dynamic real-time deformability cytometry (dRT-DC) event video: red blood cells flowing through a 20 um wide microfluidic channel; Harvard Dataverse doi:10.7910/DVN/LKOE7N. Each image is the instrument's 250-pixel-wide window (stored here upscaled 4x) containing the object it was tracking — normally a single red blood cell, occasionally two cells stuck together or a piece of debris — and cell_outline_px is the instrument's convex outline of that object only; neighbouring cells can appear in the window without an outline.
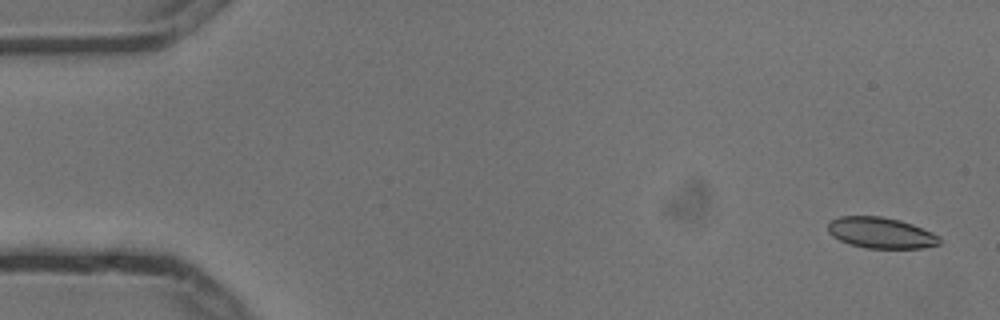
{"species": "common noctule bat (a hibernating species)", "species_latin": "Nyctalus noctula", "temperature_condition": "cold", "stored_images_in_passage": 5, "camera_frame_rate_fps": 3000, "um_per_image_px": 0.085, "animal": {"sex": "male", "body_mass_g": 13.3}, "frame": {"image": 1, "passage_image": 1, "time_ms": 0.0, "image_size_px": [1000, 320], "cell_outline_px": [[940, 244], [924, 248], [868, 248], [852, 244], [840, 240], [832, 236], [828, 232], [828, 224], [832, 220], [840, 216], [880, 216], [900, 220], [912, 224], [932, 232], [940, 236]], "centroid_in_image_um": [74.9, 19.79], "position_along_channel_um": 10.1, "area_um2": 20.06}}